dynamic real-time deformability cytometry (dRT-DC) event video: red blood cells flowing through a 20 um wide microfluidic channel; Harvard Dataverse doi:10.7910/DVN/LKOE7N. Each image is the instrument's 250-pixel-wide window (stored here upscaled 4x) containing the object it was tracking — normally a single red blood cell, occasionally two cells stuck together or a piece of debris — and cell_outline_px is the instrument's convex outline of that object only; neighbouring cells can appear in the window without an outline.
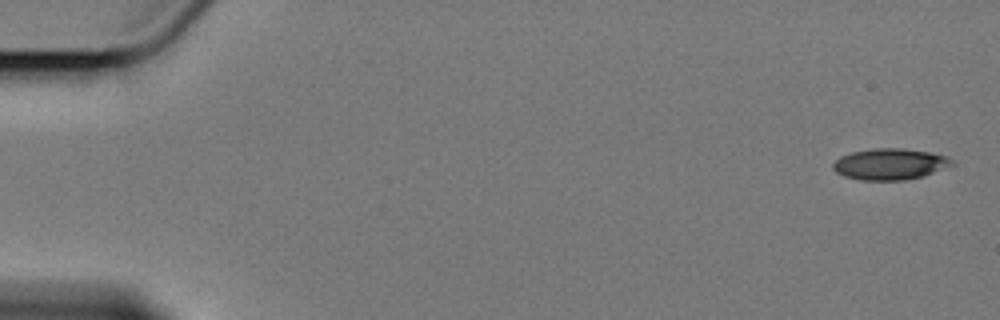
{"species": "Egyptian fruit bat (a non-hibernating species)", "species_latin": "Rousettus aegyptiacus", "temperature_condition": "cold", "stored_images_in_passage": 2, "camera_frame_rate_fps": 3000, "um_per_image_px": 0.085, "animal": {"sex": "female"}, "frame": {"image": 1, "passage_image": 1, "time_ms": 0.0, "image_size_px": [1000, 320], "cell_outline_px": [[956, 164], [924, 176], [904, 180], [860, 180], [844, 176], [836, 172], [832, 168], [832, 164], [840, 156], [852, 152], [872, 148], [904, 148], [928, 152], [948, 156]], "centroid_in_image_um": [75.65, 13.95], "position_along_channel_um": 9.3, "area_um2": 21.79}}